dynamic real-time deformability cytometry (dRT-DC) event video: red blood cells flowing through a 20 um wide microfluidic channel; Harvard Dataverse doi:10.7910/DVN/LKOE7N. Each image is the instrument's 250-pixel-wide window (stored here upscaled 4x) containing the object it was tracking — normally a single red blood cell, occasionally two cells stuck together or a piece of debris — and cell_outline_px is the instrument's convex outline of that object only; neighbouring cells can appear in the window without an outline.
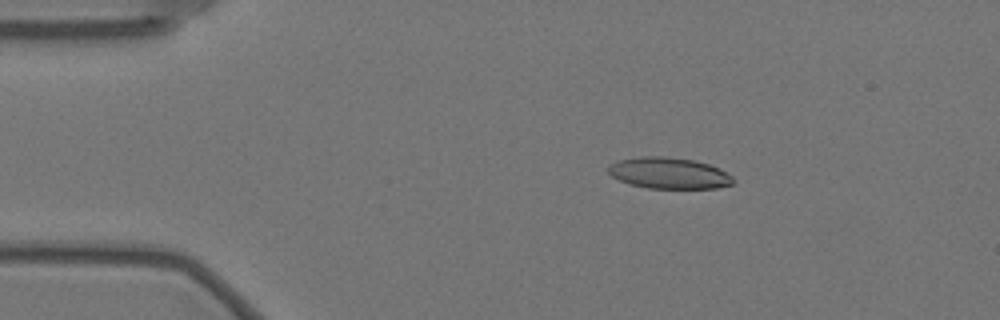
{"species": "Egyptian fruit bat (a non-hibernating species)", "species_latin": "Rousettus aegyptiacus", "temperature_condition": "warm", "stored_images_in_passage": 15, "camera_frame_rate_fps": 3000, "um_per_image_px": 0.085, "animal": {"sex": "female"}, "frame": {"image": 1, "passage_image": 10, "time_ms": 3.0, "image_size_px": [1000, 320], "cell_outline_px": [[736, 180], [732, 184], [716, 188], [648, 188], [628, 184], [612, 176], [608, 172], [608, 164], [620, 160], [640, 156], [664, 156], [692, 160], [708, 164], [720, 168], [732, 176]], "centroid_in_image_um": [56.86, 14.71], "position_along_channel_um": 28.1, "area_um2": 22.77}}